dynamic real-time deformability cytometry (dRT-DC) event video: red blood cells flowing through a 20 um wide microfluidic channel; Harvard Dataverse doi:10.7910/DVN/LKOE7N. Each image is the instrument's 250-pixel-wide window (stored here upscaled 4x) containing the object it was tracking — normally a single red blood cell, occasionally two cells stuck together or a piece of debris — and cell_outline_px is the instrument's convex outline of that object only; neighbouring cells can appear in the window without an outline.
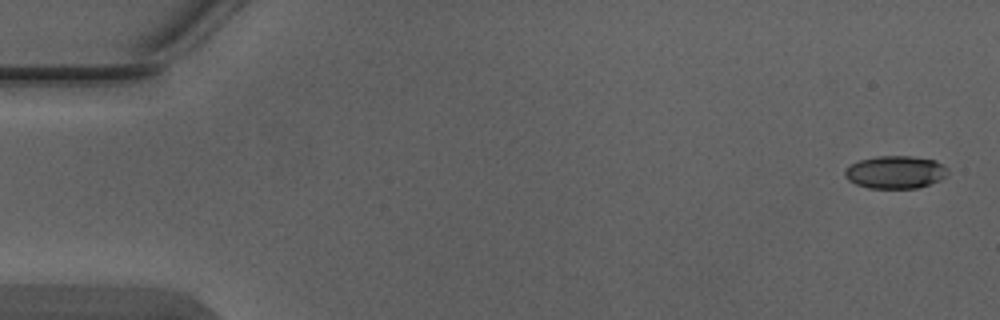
{"species": "Egyptian fruit bat (a non-hibernating species)", "species_latin": "Rousettus aegyptiacus", "temperature_condition": "warm", "stored_images_in_passage": 5, "camera_frame_rate_fps": 3000, "um_per_image_px": 0.085, "animal": {"sex": "male"}, "frame": {"image": 1, "passage_image": 1, "time_ms": 0.0, "image_size_px": [1000, 320], "cell_outline_px": [[948, 176], [940, 180], [916, 188], [868, 188], [856, 184], [848, 180], [844, 176], [844, 168], [860, 160], [876, 156], [912, 156], [936, 160], [948, 168]], "centroid_in_image_um": [76.11, 14.63], "position_along_channel_um": 8.9, "area_um2": 19.77}}
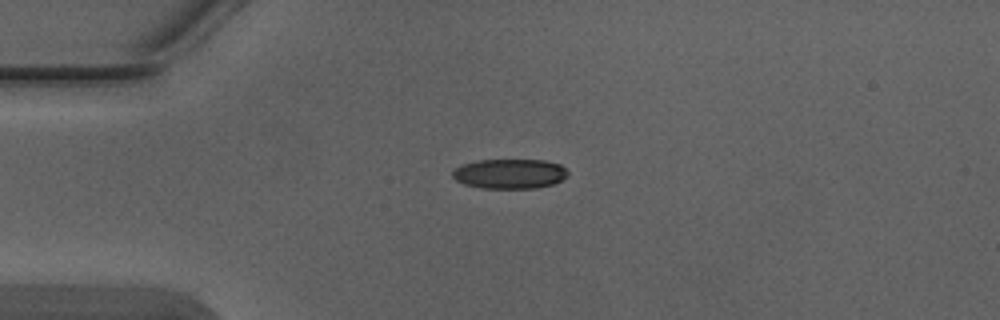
{"frame": {"image": 2, "passage_image": 4, "time_ms": 1.0, "image_size_px": [1000, 320], "cell_outline_px": [[568, 176], [552, 184], [536, 188], [480, 188], [464, 184], [456, 180], [452, 176], [452, 172], [456, 168], [464, 164], [480, 160], [544, 160], [560, 164], [568, 172]], "centroid_in_image_um": [43.33, 14.77], "position_along_channel_um": 41.7, "area_um2": 19.88}}